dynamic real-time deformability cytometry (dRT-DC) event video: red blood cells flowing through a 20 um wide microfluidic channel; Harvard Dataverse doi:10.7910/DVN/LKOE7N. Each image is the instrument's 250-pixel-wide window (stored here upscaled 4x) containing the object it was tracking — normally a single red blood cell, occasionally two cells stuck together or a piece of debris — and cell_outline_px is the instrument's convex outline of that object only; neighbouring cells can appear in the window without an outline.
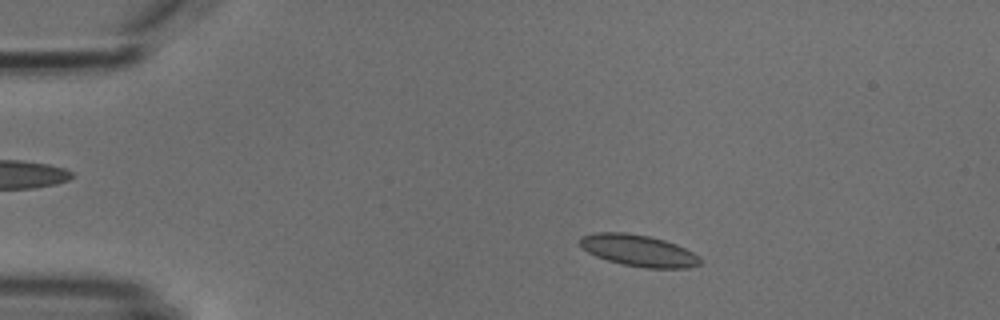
{"species": "common noctule bat (a hibernating species)", "species_latin": "Nyctalus noctula", "temperature_condition": "cold", "stored_images_in_passage": 5, "camera_frame_rate_fps": 3000, "um_per_image_px": 0.085, "animal": {"sex": "male", "body_mass_g": 18.8}, "frame": {"image": 1, "passage_image": 2, "time_ms": 1.0, "image_size_px": [1000, 320], "cell_outline_px": [[704, 260], [700, 264], [688, 268], [644, 268], [624, 264], [608, 260], [596, 256], [588, 252], [580, 244], [580, 236], [596, 232], [624, 232], [648, 236], [664, 240], [676, 244], [700, 256]], "centroid_in_image_um": [54.3, 21.3], "position_along_channel_um": 30.7, "area_um2": 22.08}}
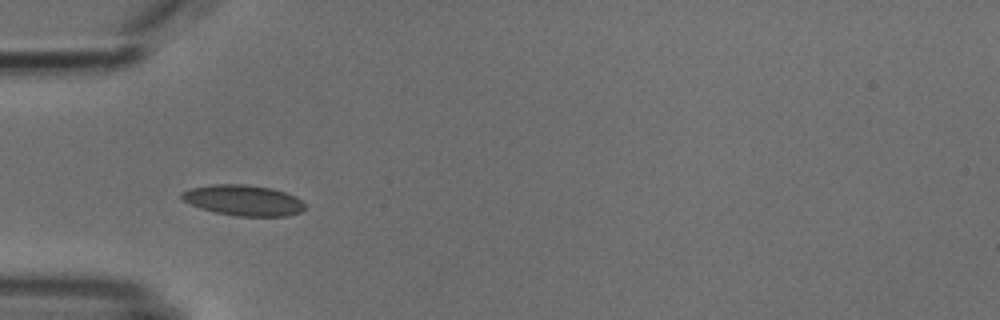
{"frame": {"image": 2, "passage_image": 4, "time_ms": 3.333, "image_size_px": [1000, 320], "cell_outline_px": [[308, 208], [300, 212], [288, 216], [236, 216], [216, 212], [200, 208], [184, 200], [180, 196], [180, 192], [192, 188], [212, 184], [244, 184], [272, 188], [296, 196], [308, 204]], "centroid_in_image_um": [20.76, 17.03], "position_along_channel_um": 64.2, "area_um2": 22.2}}
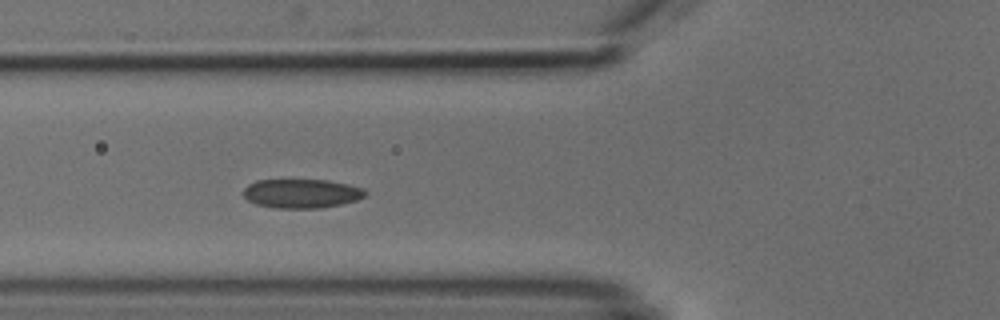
{"frame": {"image": 3, "passage_image": 5, "time_ms": 4.333, "image_size_px": [1000, 320], "cell_outline_px": [[368, 192], [364, 196], [356, 200], [340, 204], [320, 208], [276, 208], [256, 204], [248, 200], [244, 196], [244, 188], [248, 184], [256, 180], [328, 180], [348, 184], [364, 188]], "centroid_in_image_um": [25.64, 16.44], "position_along_channel_um": 100.2, "area_um2": 20.63}}